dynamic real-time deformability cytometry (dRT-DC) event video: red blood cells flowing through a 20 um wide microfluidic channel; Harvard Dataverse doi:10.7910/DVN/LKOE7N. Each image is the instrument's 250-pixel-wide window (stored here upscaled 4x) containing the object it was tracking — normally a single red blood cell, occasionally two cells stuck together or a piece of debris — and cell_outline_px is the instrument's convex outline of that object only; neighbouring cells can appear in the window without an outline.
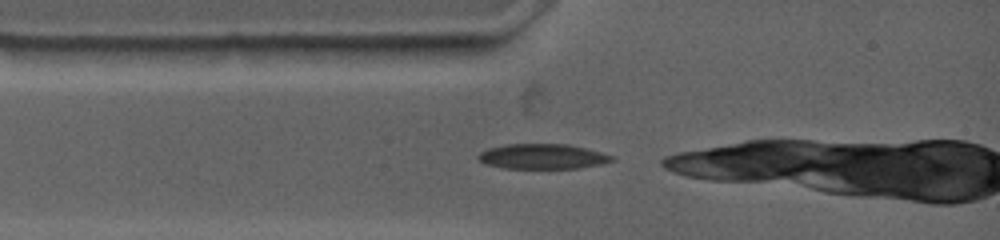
{"species": "common noctule bat (a hibernating species)", "species_latin": "Nyctalus noctula", "temperature_condition": "warm", "stored_images_in_passage": 25, "camera_frame_rate_fps": 4500, "um_per_image_px": 0.085, "animal": {"sex": "female", "body_mass_g": 19.0, "forearm_length_mm": 53.3}, "frame": {"image": 1, "passage_image": 1, "time_ms": 0.0, "image_size_px": [1000, 240], "cell_outline_px": [[612, 160], [580, 168], [504, 168], [488, 164], [480, 160], [476, 156], [480, 152], [488, 148], [504, 144], [568, 144], [600, 152], [612, 156]], "centroid_in_image_um": [46.04, 13.29], "position_along_channel_um": 39.0, "area_um2": 19.13}}
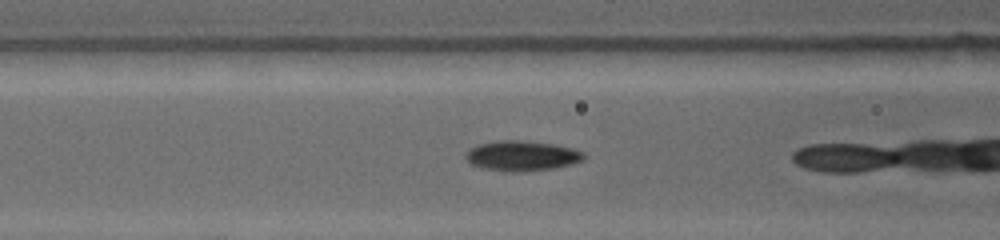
{"frame": {"image": 2, "passage_image": 8, "time_ms": 2.222, "image_size_px": [1000, 240], "cell_outline_px": [[584, 156], [580, 160], [572, 164], [552, 168], [516, 172], [512, 172], [484, 168], [472, 164], [464, 156], [472, 148], [480, 144], [496, 140], [520, 140], [552, 144], [572, 148], [584, 152]], "centroid_in_image_um": [44.35, 13.23], "position_along_channel_um": 122.2, "area_um2": 20.29}}
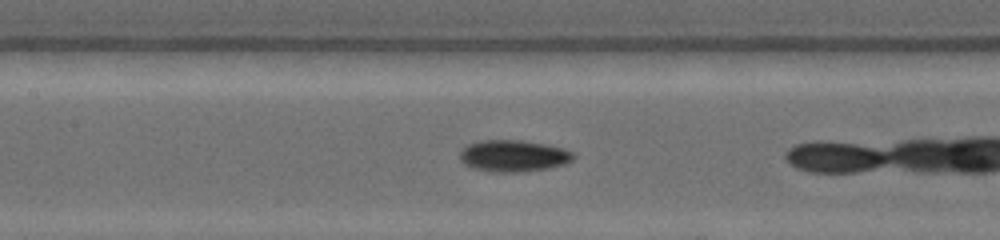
{"frame": {"image": 3, "passage_image": 11, "time_ms": 3.333, "image_size_px": [1000, 240], "cell_outline_px": [[576, 156], [572, 160], [564, 164], [544, 168], [516, 172], [492, 172], [472, 168], [464, 164], [460, 160], [460, 152], [468, 144], [480, 140], [520, 140], [544, 144], [564, 148], [572, 152]], "centroid_in_image_um": [43.61, 13.24], "position_along_channel_um": 163.8, "area_um2": 20.81}}